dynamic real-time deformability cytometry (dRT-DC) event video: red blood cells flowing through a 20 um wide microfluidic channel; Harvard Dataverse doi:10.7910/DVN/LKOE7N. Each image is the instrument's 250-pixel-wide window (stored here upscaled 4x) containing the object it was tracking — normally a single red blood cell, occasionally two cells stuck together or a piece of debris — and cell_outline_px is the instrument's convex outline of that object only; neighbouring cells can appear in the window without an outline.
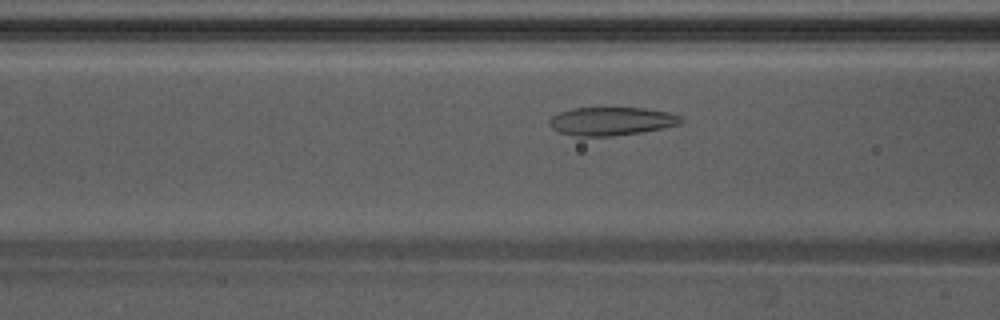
{"species": "Egyptian fruit bat (a non-hibernating species)", "species_latin": "Rousettus aegyptiacus", "temperature_condition": "warm", "stored_images_in_passage": 39, "camera_frame_rate_fps": 3000, "um_per_image_px": 0.085, "animal": {"sex": "male"}, "frame": {"image": 1, "passage_image": 6, "time_ms": 1.667, "image_size_px": [1000, 320], "cell_outline_px": [[680, 124], [640, 132], [612, 136], [576, 136], [560, 132], [552, 128], [548, 124], [548, 120], [552, 116], [560, 112], [572, 108], [644, 108], [668, 112], [680, 116]], "centroid_in_image_um": [51.91, 10.3], "position_along_channel_um": 114.7, "area_um2": 21.44}}
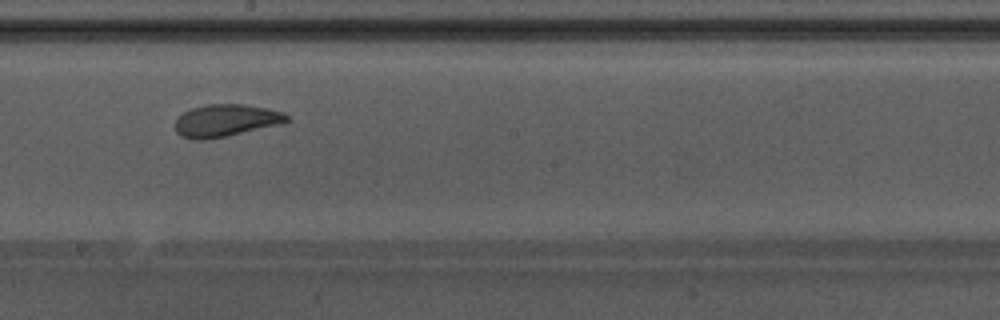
{"frame": {"image": 2, "passage_image": 15, "time_ms": 4.667, "image_size_px": [1000, 320], "cell_outline_px": [[292, 120], [284, 124], [228, 136], [204, 140], [192, 140], [180, 136], [176, 132], [176, 120], [184, 112], [192, 108], [204, 104], [240, 104], [268, 108], [284, 112]], "centroid_in_image_um": [19.25, 10.25], "position_along_channel_um": 229.0, "area_um2": 21.39}}
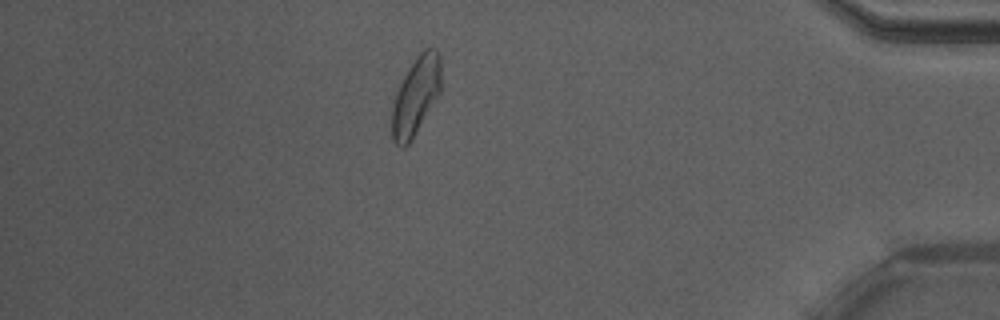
{"frame": {"image": 3, "passage_image": 32, "time_ms": 10.333, "image_size_px": [1000, 320], "cell_outline_px": [[440, 92], [408, 144], [404, 148], [400, 148], [392, 140], [392, 108], [396, 88], [408, 68], [416, 56], [424, 48], [436, 48], [440, 56]], "centroid_in_image_um": [35.32, 8.12], "position_along_channel_um": 399.9, "area_um2": 22.25}, "authors_computed_cell_mechanics": {"area_um2": 21.6172, "velocity_mm_per_s": 3.819, "shape_relaxation_time_tau1_ms": 4.5255, "shape_relaxation_time_tau2_ms": 1.9266, "deformation_change_tau1": 0.1357, "deformation_change_tau2": 0.0829}}